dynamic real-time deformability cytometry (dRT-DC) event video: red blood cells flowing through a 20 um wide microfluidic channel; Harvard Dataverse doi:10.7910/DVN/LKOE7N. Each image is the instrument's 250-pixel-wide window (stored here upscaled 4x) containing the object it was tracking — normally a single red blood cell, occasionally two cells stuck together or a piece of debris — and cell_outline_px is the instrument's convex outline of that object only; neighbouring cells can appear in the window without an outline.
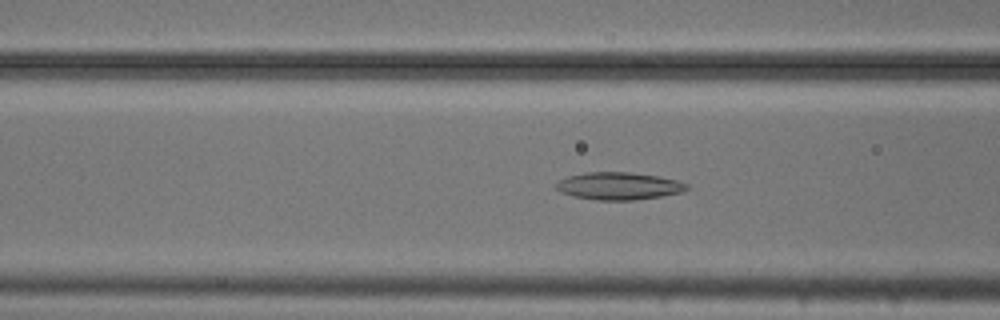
{"species": "common noctule bat (a hibernating species)", "species_latin": "Nyctalus noctula", "temperature_condition": "cold", "stored_images_in_passage": 49, "camera_frame_rate_fps": 3000, "um_per_image_px": 0.085, "animal": {"sex": "male", "body_mass_g": 20.5, "forearm_length_mm": 52.5}, "frame": {"image": 1, "passage_image": 16, "time_ms": 5.0, "image_size_px": [1000, 320], "cell_outline_px": [[688, 188], [680, 192], [660, 196], [636, 200], [596, 200], [572, 196], [560, 192], [556, 188], [556, 184], [560, 180], [568, 176], [584, 172], [632, 172], [656, 176], [676, 180], [688, 184]], "centroid_in_image_um": [52.56, 15.81], "position_along_channel_um": 114.0, "area_um2": 20.81}}
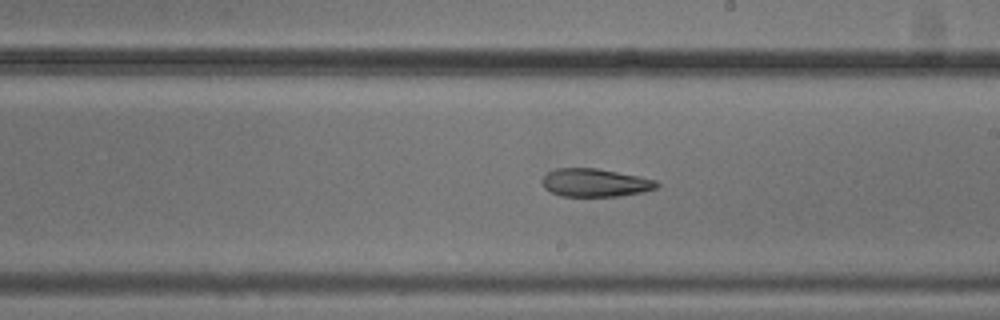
{"frame": {"image": 2, "passage_image": 26, "time_ms": 8.333, "image_size_px": [1000, 320], "cell_outline_px": [[660, 184], [656, 188], [640, 192], [620, 196], [560, 196], [544, 188], [540, 180], [548, 172], [556, 168], [596, 168], [656, 180]], "centroid_in_image_um": [50.53, 15.53], "position_along_channel_um": 238.5, "area_um2": 18.61}}
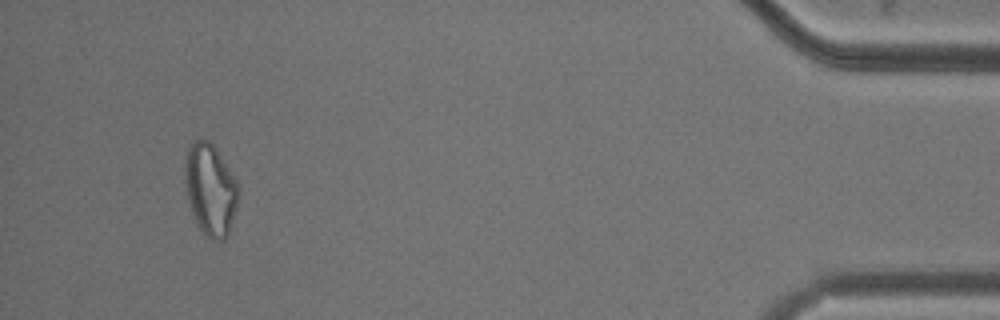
{"frame": {"image": 3, "passage_image": 46, "time_ms": 15.0, "image_size_px": [1000, 320], "cell_outline_px": [[240, 188], [236, 208], [228, 236], [224, 240], [216, 244], [196, 224], [188, 200], [184, 176], [184, 156], [192, 140], [208, 140], [212, 144], [236, 180]], "centroid_in_image_um": [17.87, 16.14], "position_along_channel_um": 417.3, "area_um2": 28.67}, "authors_computed_cell_mechanics": {"area_um2": 22.4264, "velocity_mm_per_s": 3.7291, "shape_relaxation_time_tau1_ms": null, "shape_relaxation_time_tau2_ms": 10.0181, "deformation_change_tau1": null, "deformation_change_tau2": 0.1995}}